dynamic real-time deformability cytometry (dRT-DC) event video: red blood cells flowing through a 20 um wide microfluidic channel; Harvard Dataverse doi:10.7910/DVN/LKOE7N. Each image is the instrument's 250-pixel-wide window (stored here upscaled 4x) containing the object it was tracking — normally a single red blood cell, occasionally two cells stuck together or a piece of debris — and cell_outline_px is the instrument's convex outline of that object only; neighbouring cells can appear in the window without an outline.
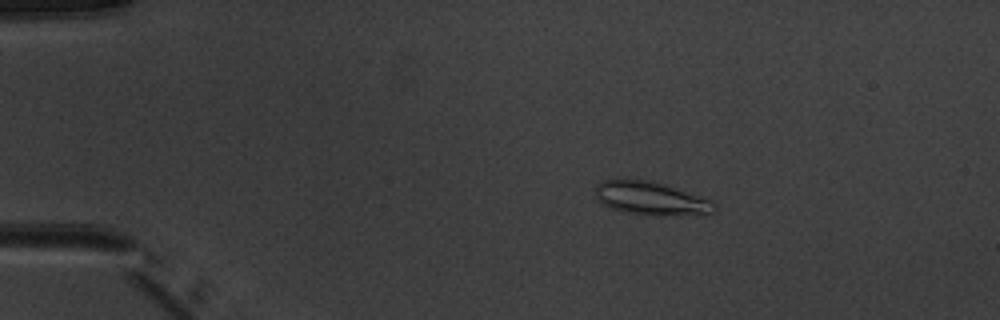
{"species": "common noctule bat (a hibernating species)", "species_latin": "Nyctalus noctula", "temperature_condition": "warm", "stored_images_in_passage": 7, "camera_frame_rate_fps": 3000, "um_per_image_px": 0.085, "animal": {"sex": "male", "body_mass_g": 20.1, "forearm_length_mm": 53.5}, "frame": {"image": 1, "passage_image": 3, "time_ms": 2.333, "image_size_px": [1000, 320], "cell_outline_px": [[716, 208], [712, 212], [704, 216], [652, 216], [628, 212], [612, 208], [596, 200], [596, 184], [600, 180], [652, 180], [712, 200], [716, 204]], "centroid_in_image_um": [55.4, 16.89], "position_along_channel_um": 29.6, "area_um2": 23.47}}
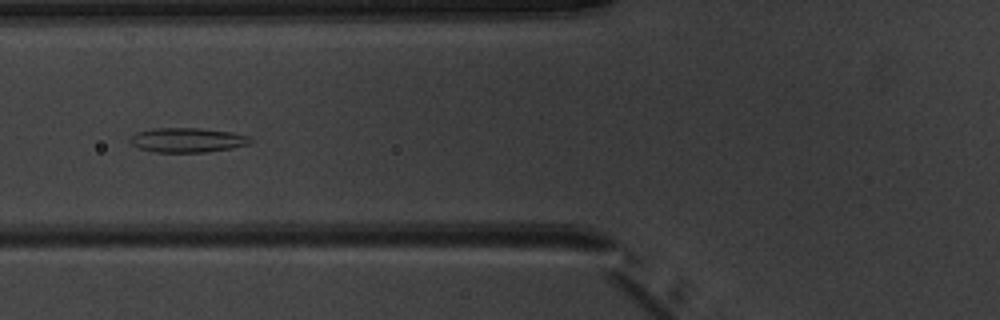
{"frame": {"image": 2, "passage_image": 6, "time_ms": 6.0, "image_size_px": [1000, 320], "cell_outline_px": [[252, 140], [248, 144], [232, 148], [208, 152], [156, 152], [140, 148], [132, 144], [128, 140], [136, 132], [152, 128], [200, 128], [232, 132], [248, 136]], "centroid_in_image_um": [15.92, 11.9], "position_along_channel_um": 109.9, "area_um2": 17.17}}
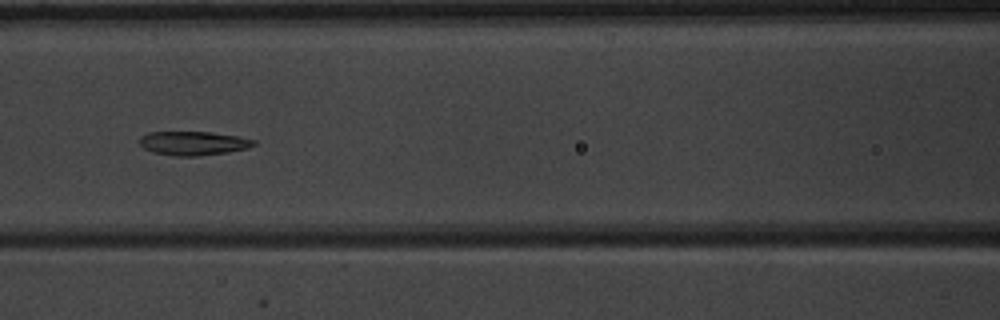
{"frame": {"image": 3, "passage_image": 7, "time_ms": 7.0, "image_size_px": [1000, 320], "cell_outline_px": [[256, 144], [248, 148], [228, 152], [196, 156], [176, 156], [152, 152], [144, 148], [140, 144], [140, 136], [148, 132], [212, 132], [240, 136], [256, 140]], "centroid_in_image_um": [16.45, 12.17], "position_along_channel_um": 150.1, "area_um2": 16.01}}